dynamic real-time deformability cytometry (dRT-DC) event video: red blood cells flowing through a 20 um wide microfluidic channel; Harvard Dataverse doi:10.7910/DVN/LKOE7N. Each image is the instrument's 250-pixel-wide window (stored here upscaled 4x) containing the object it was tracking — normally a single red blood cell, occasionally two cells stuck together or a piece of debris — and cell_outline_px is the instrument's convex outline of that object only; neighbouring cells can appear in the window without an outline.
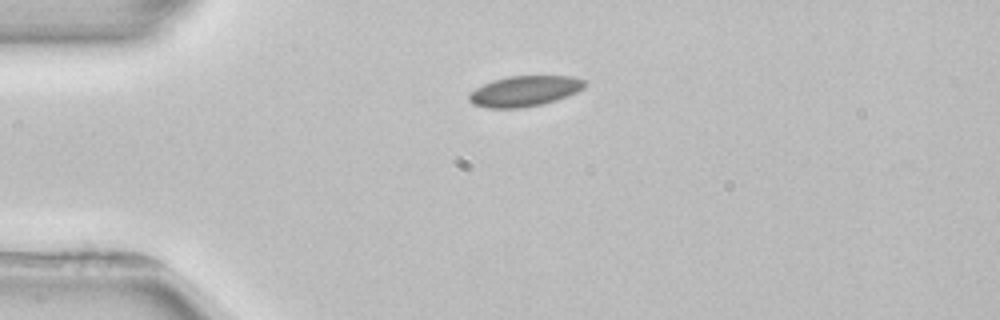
{"species": "common noctule bat (a hibernating species)", "species_latin": "Nyctalus noctula", "temperature_condition": "room temperature", "stored_images_in_passage": 2, "camera_frame_rate_fps": 3000, "um_per_image_px": 0.085, "animal": {"sex": "female", "body_mass_g": 22.7, "forearm_length_mm": 54.2}, "frame": {"image": 1, "passage_image": 1, "time_ms": 0.0, "image_size_px": [1000, 320], "cell_outline_px": [[584, 88], [576, 92], [556, 100], [540, 104], [520, 108], [488, 108], [472, 104], [468, 100], [468, 96], [476, 88], [492, 80], [508, 76], [572, 76], [584, 80]], "centroid_in_image_um": [44.56, 7.74], "position_along_channel_um": 40.4, "area_um2": 20.4}}
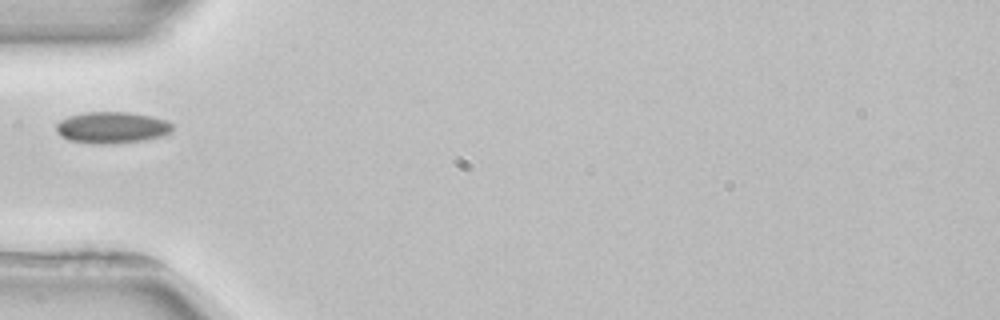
{"frame": {"image": 2, "passage_image": 2, "time_ms": 1.667, "image_size_px": [1000, 320], "cell_outline_px": [[172, 132], [160, 136], [144, 140], [112, 144], [96, 144], [68, 140], [60, 136], [56, 132], [56, 124], [60, 120], [68, 116], [84, 112], [128, 112], [152, 116], [164, 120], [172, 124]], "centroid_in_image_um": [9.47, 10.84], "position_along_channel_um": 75.5, "area_um2": 21.44}}